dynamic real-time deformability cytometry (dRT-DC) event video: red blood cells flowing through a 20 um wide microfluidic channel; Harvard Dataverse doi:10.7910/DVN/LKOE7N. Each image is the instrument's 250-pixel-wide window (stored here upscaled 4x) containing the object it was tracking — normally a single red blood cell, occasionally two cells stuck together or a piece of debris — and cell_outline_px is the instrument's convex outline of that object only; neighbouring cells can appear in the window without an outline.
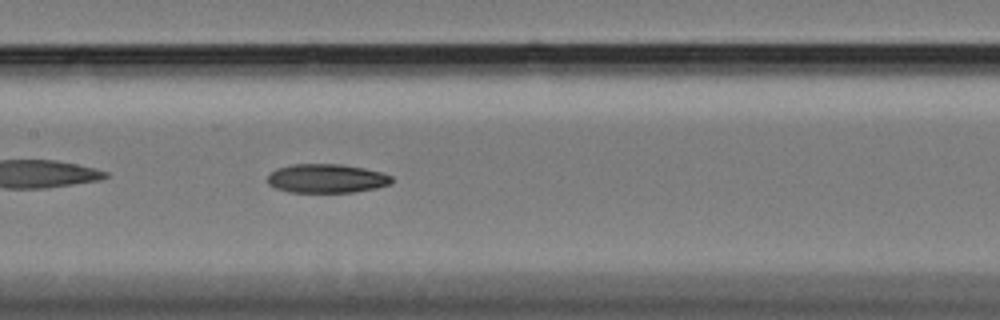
{"species": "Egyptian fruit bat (a non-hibernating species)", "species_latin": "Rousettus aegyptiacus", "temperature_condition": "cold", "stored_images_in_passage": 54, "camera_frame_rate_fps": 3000, "um_per_image_px": 0.085, "animal": {"sex": "female"}, "frame": {"image": 1, "passage_image": 24, "time_ms": 7.667, "image_size_px": [1000, 320], "cell_outline_px": [[392, 184], [376, 188], [352, 192], [288, 192], [276, 188], [268, 184], [268, 176], [276, 168], [292, 164], [344, 164], [384, 172], [392, 176]], "centroid_in_image_um": [27.79, 15.16], "position_along_channel_um": 179.6, "area_um2": 21.1}}
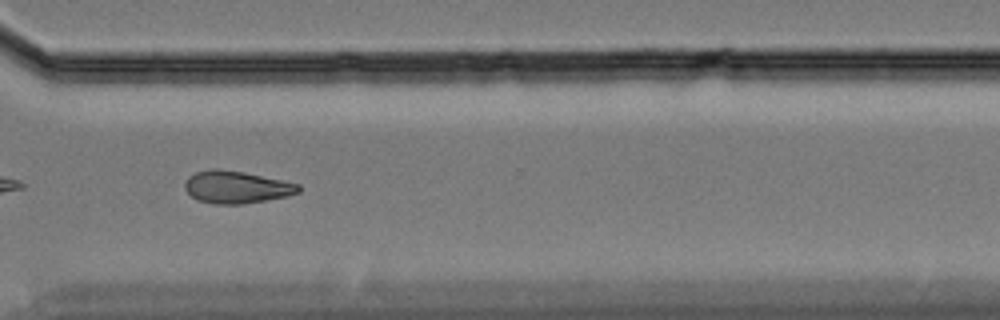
{"frame": {"image": 2, "passage_image": 39, "time_ms": 12.667, "image_size_px": [1000, 320], "cell_outline_px": [[300, 192], [288, 196], [268, 200], [240, 204], [212, 204], [196, 200], [184, 188], [184, 180], [188, 176], [196, 172], [212, 168], [216, 168], [244, 172], [300, 184]], "centroid_in_image_um": [20.07, 15.91], "position_along_channel_um": 350.5, "area_um2": 21.62}}